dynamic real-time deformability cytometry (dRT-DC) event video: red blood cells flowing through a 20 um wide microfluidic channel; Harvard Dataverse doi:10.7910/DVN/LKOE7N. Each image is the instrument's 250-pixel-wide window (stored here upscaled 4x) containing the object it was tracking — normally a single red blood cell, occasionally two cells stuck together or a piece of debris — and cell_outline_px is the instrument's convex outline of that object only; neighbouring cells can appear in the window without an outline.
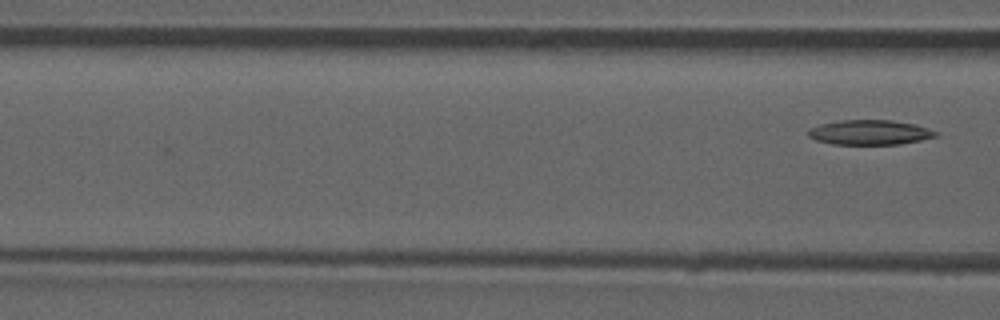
{"species": "common noctule bat (a hibernating species)", "species_latin": "Nyctalus noctula", "temperature_condition": "room temperature", "stored_images_in_passage": 6, "camera_frame_rate_fps": 3000, "um_per_image_px": 0.085, "animal": {"sex": "male", "forearm_length_mm": 52.5}, "frame": {"image": 1, "passage_image": 6, "time_ms": 6.667, "image_size_px": [1000, 320], "cell_outline_px": [[940, 132], [936, 136], [920, 140], [900, 144], [832, 144], [816, 140], [808, 136], [808, 128], [820, 124], [840, 120], [892, 120], [916, 124]], "centroid_in_image_um": [73.93, 11.24], "position_along_channel_um": 92.7, "area_um2": 18.5}}